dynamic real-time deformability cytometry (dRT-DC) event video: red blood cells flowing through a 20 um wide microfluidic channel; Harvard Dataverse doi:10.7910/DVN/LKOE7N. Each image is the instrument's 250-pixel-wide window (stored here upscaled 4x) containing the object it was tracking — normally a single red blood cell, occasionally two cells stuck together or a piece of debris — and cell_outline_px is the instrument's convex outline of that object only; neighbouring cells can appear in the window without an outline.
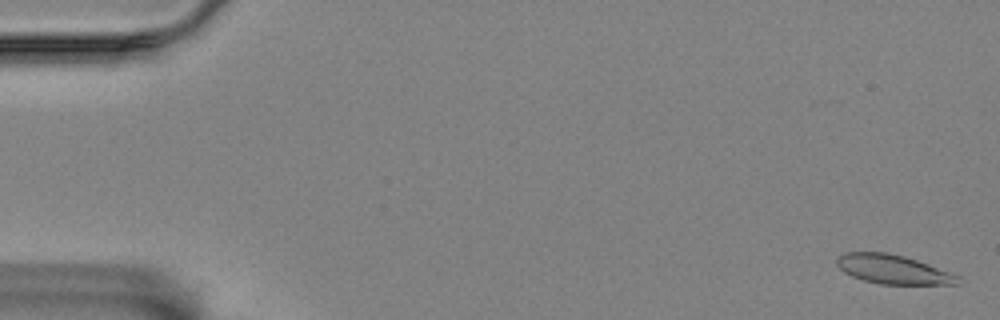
{"species": "Egyptian fruit bat (a non-hibernating species)", "species_latin": "Rousettus aegyptiacus", "temperature_condition": "room temperature", "stored_images_in_passage": 59, "camera_frame_rate_fps": 3000, "um_per_image_px": 0.085, "animal": {"sex": "female"}, "frame": {"image": 1, "passage_image": 2, "time_ms": 0.333, "image_size_px": [1000, 320], "cell_outline_px": [[960, 284], [880, 284], [864, 280], [852, 276], [844, 272], [836, 264], [836, 256], [844, 252], [884, 252], [904, 256], [916, 260], [960, 276]], "centroid_in_image_um": [75.87, 22.89], "position_along_channel_um": 9.1, "area_um2": 20.4}}
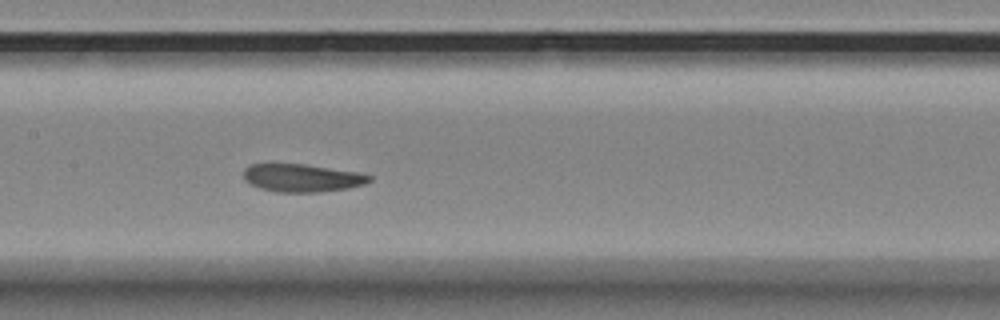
{"frame": {"image": 2, "passage_image": 29, "time_ms": 9.333, "image_size_px": [1000, 320], "cell_outline_px": [[372, 180], [364, 184], [348, 188], [320, 192], [276, 192], [260, 188], [244, 180], [244, 168], [248, 164], [304, 164], [356, 172], [372, 176]], "centroid_in_image_um": [25.65, 15.12], "position_along_channel_um": 181.7, "area_um2": 20.35}}
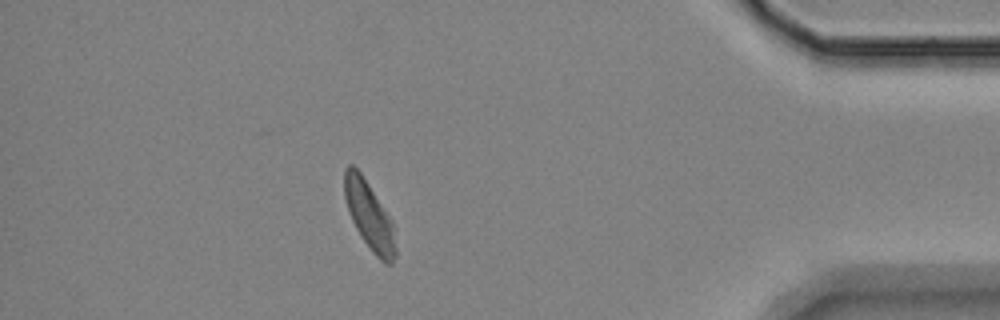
{"frame": {"image": 3, "passage_image": 52, "time_ms": 17.0, "image_size_px": [1000, 320], "cell_outline_px": [[396, 256], [392, 264], [384, 264], [372, 252], [360, 236], [352, 220], [344, 196], [344, 168], [348, 164], [352, 164], [360, 172], [392, 220], [396, 248]], "centroid_in_image_um": [31.39, 18.35], "position_along_channel_um": 403.8, "area_um2": 20.17}, "authors_computed_cell_mechanics": {"area_um2": 21.0392, "velocity_mm_per_s": 3.4388, "shape_relaxation_time_tau1_ms": null, "shape_relaxation_time_tau2_ms": 3.377, "deformation_change_tau1": null, "deformation_change_tau2": 0.1088}}